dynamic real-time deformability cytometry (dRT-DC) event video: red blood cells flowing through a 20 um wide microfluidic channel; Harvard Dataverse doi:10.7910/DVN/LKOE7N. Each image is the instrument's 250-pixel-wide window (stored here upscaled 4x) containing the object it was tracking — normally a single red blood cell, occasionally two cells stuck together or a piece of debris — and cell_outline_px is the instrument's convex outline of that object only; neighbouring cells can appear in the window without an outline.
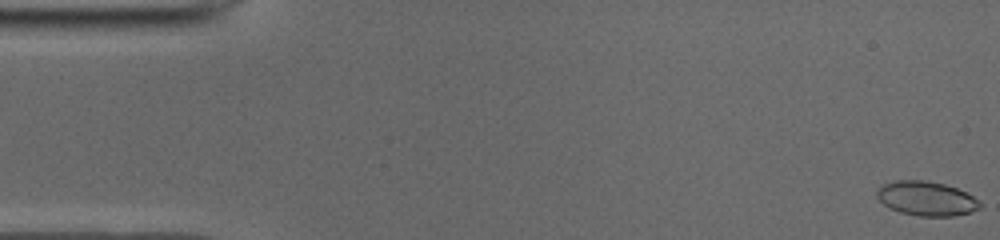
{"species": "common noctule bat (a hibernating species)", "species_latin": "Nyctalus noctula", "temperature_condition": "cold", "stored_images_in_passage": 51, "camera_frame_rate_fps": 3000, "um_per_image_px": 0.085, "animal": {"sex": "male", "body_mass_g": 19.0, "forearm_length_mm": 50.8}, "frame": {"image": 1, "passage_image": 1, "time_ms": 0.0, "image_size_px": [1000, 240], "cell_outline_px": [[980, 208], [972, 212], [952, 216], [920, 216], [900, 212], [884, 204], [876, 196], [876, 192], [884, 184], [896, 180], [924, 180], [944, 184], [956, 188], [972, 196], [980, 204]], "centroid_in_image_um": [78.74, 16.87], "position_along_channel_um": 6.3, "area_um2": 20.29}}
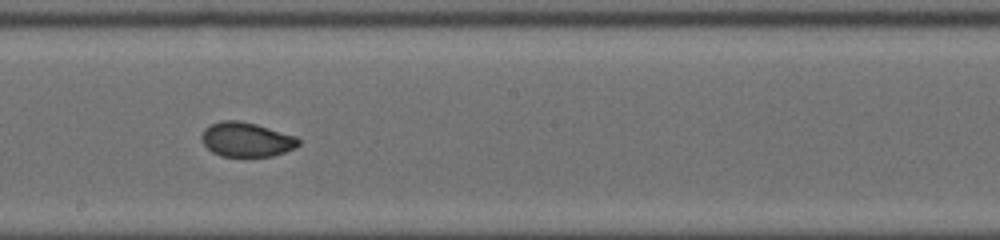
{"frame": {"image": 2, "passage_image": 28, "time_ms": 9.0, "image_size_px": [1000, 240], "cell_outline_px": [[300, 144], [296, 148], [272, 156], [220, 156], [212, 152], [204, 144], [200, 136], [204, 128], [220, 120], [240, 120], [256, 124], [296, 136], [300, 140]], "centroid_in_image_um": [20.94, 11.85], "position_along_channel_um": 227.3, "area_um2": 19.54}}
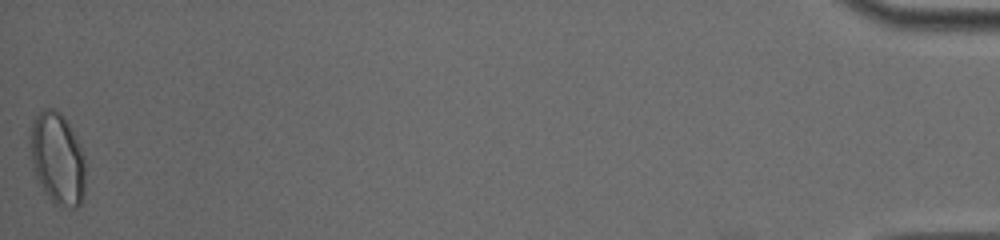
{"frame": {"image": 3, "passage_image": 51, "time_ms": 16.667, "image_size_px": [1000, 240], "cell_outline_px": [[84, 192], [80, 204], [76, 208], [60, 208], [52, 204], [40, 184], [36, 176], [28, 156], [28, 144], [32, 120], [44, 108], [52, 108], [60, 112], [64, 116], [80, 144], [84, 156]], "centroid_in_image_um": [4.84, 13.5], "position_along_channel_um": 430.4, "area_um2": 30.29}, "authors_computed_cell_mechanics": {"area_um2": 20.2878, "velocity_mm_per_s": 3.9516, "shape_relaxation_time_tau1_ms": null, "shape_relaxation_time_tau2_ms": 0.8223, "deformation_change_tau1": null, "deformation_change_tau2": 0.0441}}